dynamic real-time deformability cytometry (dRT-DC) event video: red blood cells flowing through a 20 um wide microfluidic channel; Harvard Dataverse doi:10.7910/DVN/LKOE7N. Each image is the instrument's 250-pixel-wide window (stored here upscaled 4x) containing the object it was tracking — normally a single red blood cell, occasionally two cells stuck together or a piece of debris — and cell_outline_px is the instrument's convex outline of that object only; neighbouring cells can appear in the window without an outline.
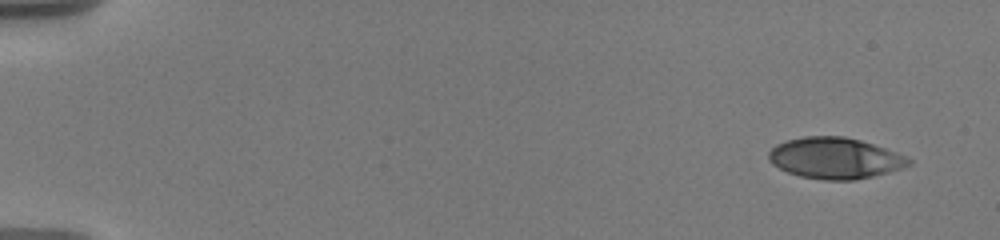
{"species": "human", "species_latin": "Homo sapiens", "temperature_condition": "warm", "stored_images_in_passage": 70, "camera_frame_rate_fps": 3000, "um_per_image_px": 0.085, "donor": {"sex": "male"}, "frame": {"image": 1, "passage_image": 1, "time_ms": 0.0, "image_size_px": [1000, 240], "cell_outline_px": [[912, 164], [888, 172], [856, 180], [824, 180], [800, 176], [788, 172], [772, 164], [768, 160], [768, 152], [776, 144], [788, 140], [804, 136], [844, 136], [860, 140], [896, 152], [912, 160]], "centroid_in_image_um": [70.95, 13.44], "position_along_channel_um": 14.1, "area_um2": 33.41}}
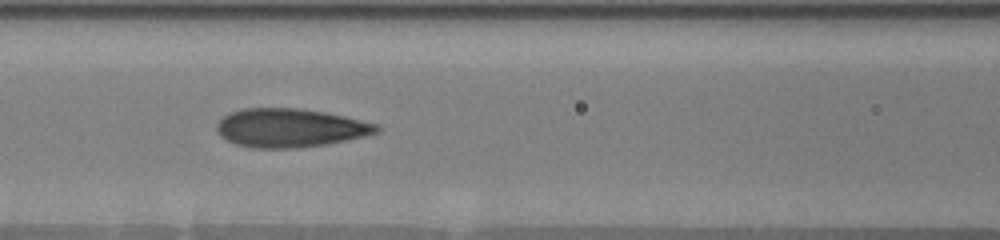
{"frame": {"image": 2, "passage_image": 28, "time_ms": 7.667, "image_size_px": [1000, 240], "cell_outline_px": [[380, 132], [348, 140], [328, 144], [300, 148], [252, 148], [236, 144], [220, 136], [216, 128], [216, 124], [228, 112], [244, 108], [296, 108], [324, 112], [344, 116], [376, 124], [380, 128]], "centroid_in_image_um": [24.64, 10.88], "position_along_channel_um": 142.0, "area_um2": 36.07}}
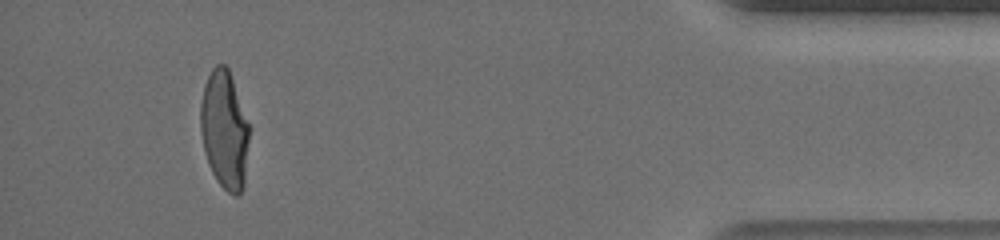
{"frame": {"image": 3, "passage_image": 65, "time_ms": 16.667, "image_size_px": [1000, 240], "cell_outline_px": [[248, 140], [244, 184], [240, 192], [236, 196], [232, 196], [216, 180], [208, 164], [204, 152], [200, 128], [200, 104], [204, 84], [212, 68], [216, 64], [224, 64], [228, 68], [248, 124]], "centroid_in_image_um": [19.04, 11.05], "position_along_channel_um": 416.2, "area_um2": 33.18}, "authors_computed_cell_mechanics": {"area_um2": 34.5066, "velocity_mm_per_s": 3.6164, "shape_relaxation_time_tau1_ms": 6.8915, "shape_relaxation_time_tau2_ms": 0.9513, "deformation_change_tau1": 0.2529, "deformation_change_tau2": 0.0889}}